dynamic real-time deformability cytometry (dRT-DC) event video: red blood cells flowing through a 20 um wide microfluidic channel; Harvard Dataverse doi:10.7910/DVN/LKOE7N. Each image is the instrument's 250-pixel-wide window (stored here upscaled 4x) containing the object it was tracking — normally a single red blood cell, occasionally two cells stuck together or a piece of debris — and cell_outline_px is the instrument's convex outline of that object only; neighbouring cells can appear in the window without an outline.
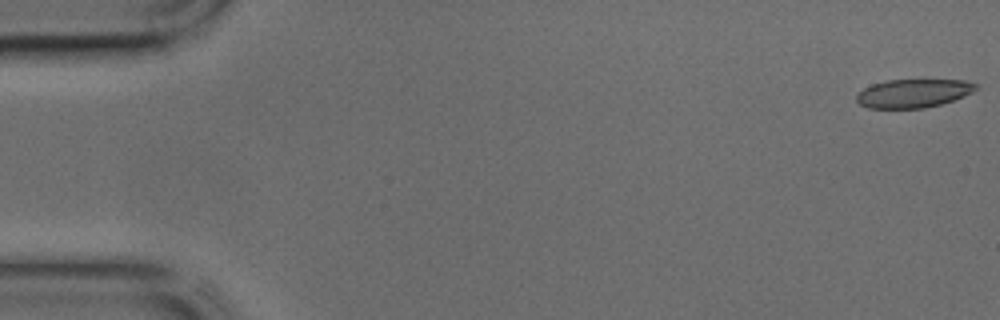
{"species": "common noctule bat (a hibernating species)", "species_latin": "Nyctalus noctula", "temperature_condition": "cold", "stored_images_in_passage": 7, "camera_frame_rate_fps": 3000, "um_per_image_px": 0.085, "animal": {"sex": "male", "body_mass_g": 17.9, "forearm_length_mm": 54.2}, "frame": {"image": 1, "passage_image": 1, "time_ms": 0.0, "image_size_px": [1000, 320], "cell_outline_px": [[980, 88], [964, 96], [940, 104], [924, 108], [868, 108], [860, 104], [856, 100], [856, 96], [864, 88], [872, 84], [888, 80], [964, 80], [980, 84]], "centroid_in_image_um": [77.67, 7.92], "position_along_channel_um": 7.3, "area_um2": 19.83}}